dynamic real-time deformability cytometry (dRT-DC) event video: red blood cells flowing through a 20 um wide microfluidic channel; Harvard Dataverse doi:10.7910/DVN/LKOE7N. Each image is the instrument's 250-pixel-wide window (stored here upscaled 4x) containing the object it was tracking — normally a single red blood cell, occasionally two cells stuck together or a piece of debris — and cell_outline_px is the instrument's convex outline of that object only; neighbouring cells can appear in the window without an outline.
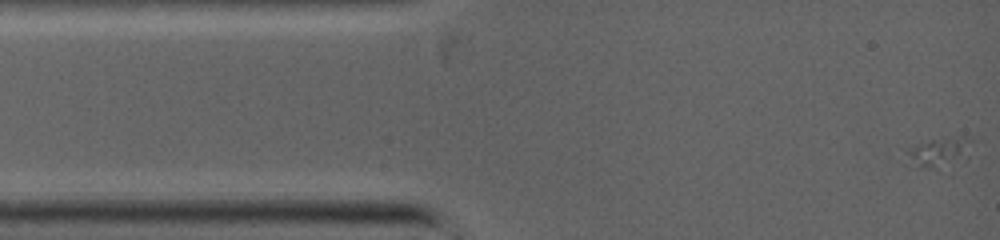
{"species": "common noctule bat (a hibernating species)", "species_latin": "Nyctalus noctula", "temperature_condition": "warm", "stored_images_in_passage": 7, "camera_frame_rate_fps": 5000, "um_per_image_px": 0.085, "animal": {"sex": "female", "body_mass_g": 19.0, "forearm_length_mm": 53.3}, "frame": {"image": 1, "passage_image": 1, "time_ms": 0.0, "image_size_px": [1000, 240], "cell_outline_px": [[972, 140], [968, 156], [964, 160], [932, 168], [928, 168], [904, 164], [908, 148], [928, 140]], "centroid_in_image_um": [79.7, 13.01], "position_along_channel_um": 5.3, "area_um2": 10.58}}